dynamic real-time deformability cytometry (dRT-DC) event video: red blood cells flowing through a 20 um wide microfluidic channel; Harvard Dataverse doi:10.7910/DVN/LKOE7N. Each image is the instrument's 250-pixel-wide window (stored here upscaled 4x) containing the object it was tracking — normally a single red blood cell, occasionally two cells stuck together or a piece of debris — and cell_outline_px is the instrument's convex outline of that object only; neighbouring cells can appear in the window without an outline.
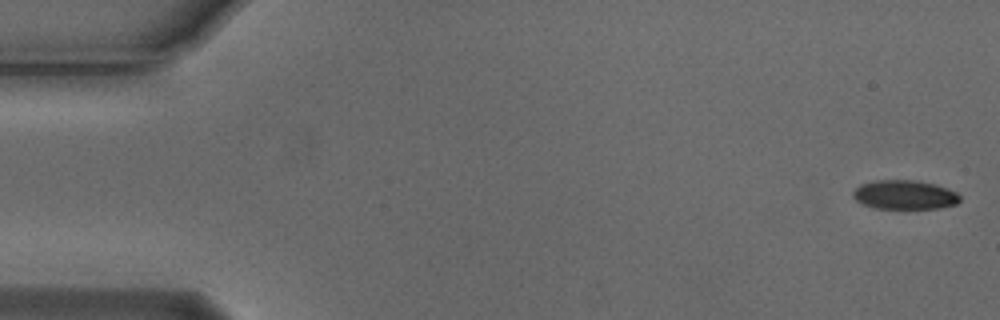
{"species": "Egyptian fruit bat (a non-hibernating species)", "species_latin": "Rousettus aegyptiacus", "temperature_condition": "cold", "stored_images_in_passage": 8, "camera_frame_rate_fps": 3000, "um_per_image_px": 0.085, "animal": {"sex": "male"}, "frame": {"image": 1, "passage_image": 1, "time_ms": 0.0, "image_size_px": [1000, 320], "cell_outline_px": [[960, 200], [956, 204], [940, 208], [872, 208], [856, 200], [852, 196], [852, 192], [860, 184], [872, 180], [916, 180], [936, 184], [956, 192], [960, 196]], "centroid_in_image_um": [76.87, 16.54], "position_along_channel_um": 8.1, "area_um2": 18.21}}
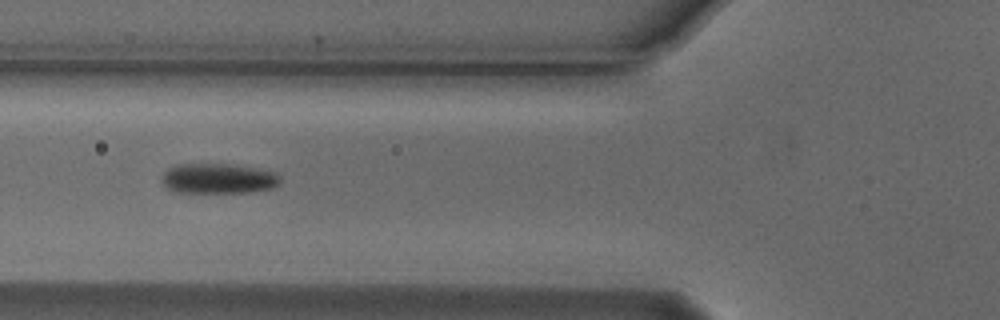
{"frame": {"image": 2, "passage_image": 6, "time_ms": 1.667, "image_size_px": [1000, 320], "cell_outline_px": [[280, 180], [272, 188], [248, 192], [176, 192], [164, 188], [164, 172], [168, 168], [176, 164], [228, 164], [276, 172], [280, 176]], "centroid_in_image_um": [18.52, 15.17], "position_along_channel_um": 107.3, "area_um2": 20.52}}
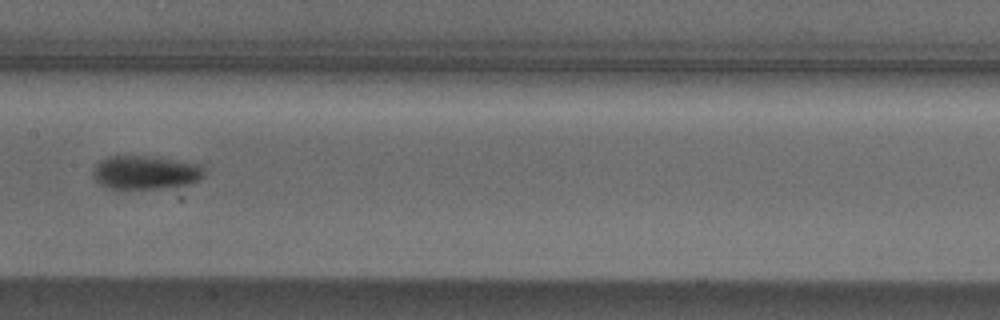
{"frame": {"image": 3, "passage_image": 8, "time_ms": 2.333, "image_size_px": [1000, 320], "cell_outline_px": [[204, 176], [200, 180], [188, 184], [160, 188], [116, 192], [100, 184], [92, 176], [92, 172], [96, 164], [108, 156], [160, 156], [204, 164]], "centroid_in_image_um": [12.38, 14.68], "position_along_channel_um": 195.0, "area_um2": 22.89}}